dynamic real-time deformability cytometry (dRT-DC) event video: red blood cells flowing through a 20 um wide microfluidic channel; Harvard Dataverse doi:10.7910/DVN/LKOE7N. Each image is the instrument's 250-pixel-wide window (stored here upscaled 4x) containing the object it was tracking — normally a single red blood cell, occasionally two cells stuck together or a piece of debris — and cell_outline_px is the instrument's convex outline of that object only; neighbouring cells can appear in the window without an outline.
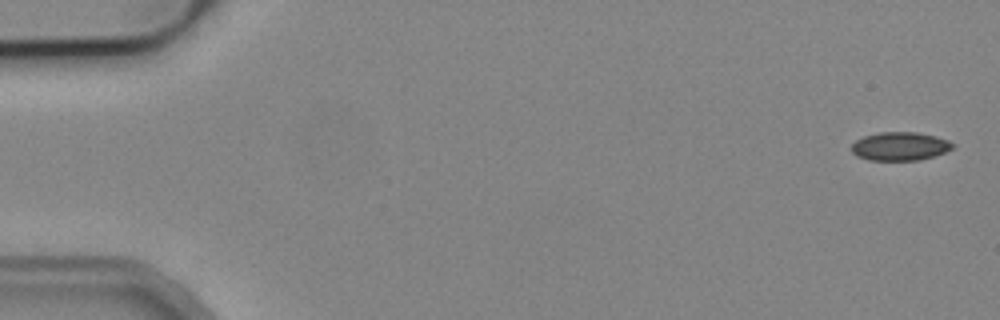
{"species": "common noctule bat (a hibernating species)", "species_latin": "Nyctalus noctula", "temperature_condition": "cold", "stored_images_in_passage": 5, "camera_frame_rate_fps": 3000, "um_per_image_px": 0.085, "animal": {"sex": "male", "body_mass_g": 19.2, "forearm_length_mm": 51.8}, "frame": {"image": 1, "passage_image": 1, "time_ms": 0.0, "image_size_px": [1000, 320], "cell_outline_px": [[956, 148], [920, 160], [868, 160], [856, 156], [852, 152], [852, 144], [856, 140], [864, 136], [880, 132], [916, 132], [936, 136], [948, 140], [956, 144]], "centroid_in_image_um": [76.52, 12.43], "position_along_channel_um": 8.5, "area_um2": 16.88}}
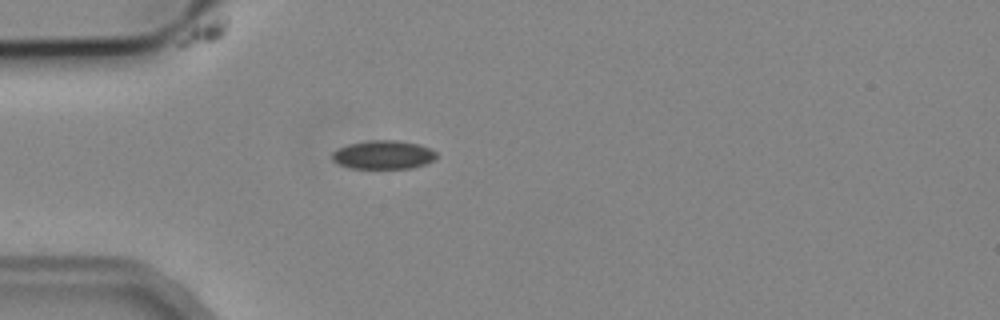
{"frame": {"image": 2, "passage_image": 5, "time_ms": 4.667, "image_size_px": [1000, 320], "cell_outline_px": [[436, 156], [428, 164], [412, 168], [348, 168], [332, 160], [332, 152], [348, 144], [372, 140], [396, 140], [416, 144], [428, 148], [436, 152]], "centroid_in_image_um": [32.57, 13.16], "position_along_channel_um": 52.4, "area_um2": 17.22}}